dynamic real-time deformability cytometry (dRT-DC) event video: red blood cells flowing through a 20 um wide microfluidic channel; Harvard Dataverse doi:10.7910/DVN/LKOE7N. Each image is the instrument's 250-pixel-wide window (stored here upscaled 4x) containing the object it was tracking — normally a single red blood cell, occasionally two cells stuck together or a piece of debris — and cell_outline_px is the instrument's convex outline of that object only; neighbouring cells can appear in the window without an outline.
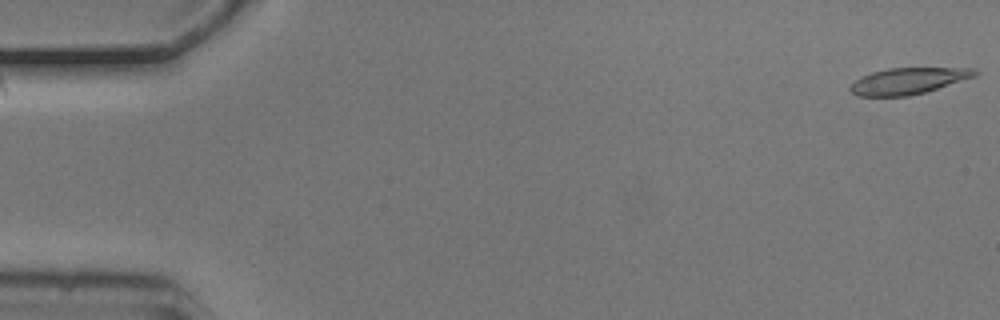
{"species": "common noctule bat (a hibernating species)", "species_latin": "Nyctalus noctula", "temperature_condition": "cold", "stored_images_in_passage": 3, "camera_frame_rate_fps": 3000, "um_per_image_px": 0.085, "animal": {"sex": "male", "body_mass_g": 20.5, "forearm_length_mm": 52.5}, "frame": {"image": 1, "passage_image": 1, "time_ms": 0.0, "image_size_px": [1000, 320], "cell_outline_px": [[980, 72], [976, 76], [924, 92], [908, 96], [856, 96], [848, 88], [856, 80], [872, 72], [888, 68], [976, 68]], "centroid_in_image_um": [77.22, 6.87], "position_along_channel_um": 7.8, "area_um2": 18.96}}